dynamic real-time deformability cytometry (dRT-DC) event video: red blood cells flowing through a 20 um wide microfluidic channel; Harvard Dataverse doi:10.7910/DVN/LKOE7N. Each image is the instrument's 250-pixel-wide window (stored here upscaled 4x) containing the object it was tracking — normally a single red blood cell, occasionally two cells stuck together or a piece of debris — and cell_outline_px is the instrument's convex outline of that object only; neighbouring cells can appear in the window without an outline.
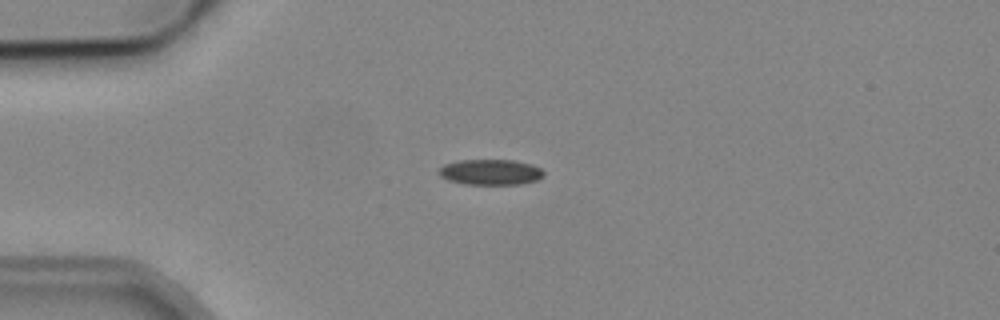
{"species": "common noctule bat (a hibernating species)", "species_latin": "Nyctalus noctula", "temperature_condition": "cold", "stored_images_in_passage": 2, "camera_frame_rate_fps": 3000, "um_per_image_px": 0.085, "animal": {"sex": "male", "body_mass_g": 19.2, "forearm_length_mm": 51.8}, "frame": {"image": 1, "passage_image": 1, "time_ms": 0.0, "image_size_px": [1000, 320], "cell_outline_px": [[544, 176], [540, 180], [520, 184], [464, 184], [448, 180], [440, 176], [436, 172], [444, 164], [460, 160], [512, 160], [532, 164], [540, 168], [544, 172]], "centroid_in_image_um": [41.7, 14.63], "position_along_channel_um": 43.3, "area_um2": 15.78}}